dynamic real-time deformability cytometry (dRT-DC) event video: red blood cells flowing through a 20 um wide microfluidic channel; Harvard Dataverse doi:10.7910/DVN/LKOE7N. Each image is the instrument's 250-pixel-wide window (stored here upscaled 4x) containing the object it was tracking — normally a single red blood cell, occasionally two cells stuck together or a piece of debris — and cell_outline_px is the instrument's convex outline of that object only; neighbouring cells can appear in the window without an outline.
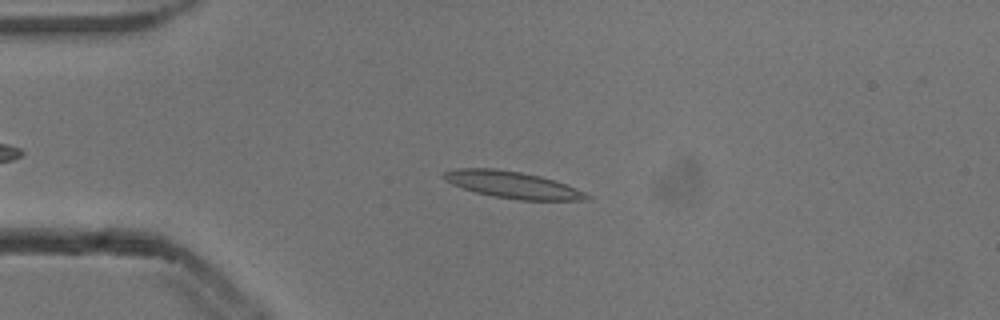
{"species": "common noctule bat (a hibernating species)", "species_latin": "Nyctalus noctula", "temperature_condition": "cold", "stored_images_in_passage": 44, "camera_frame_rate_fps": 3000, "um_per_image_px": 0.085, "animal": {"sex": "male", "body_mass_g": 13.3}, "frame": {"image": 1, "passage_image": 12, "time_ms": 3.667, "image_size_px": [1000, 320], "cell_outline_px": [[592, 200], [520, 200], [492, 196], [476, 192], [452, 184], [444, 180], [440, 176], [444, 172], [456, 168], [496, 168], [520, 172], [540, 176], [564, 184], [584, 192], [592, 196]], "centroid_in_image_um": [43.54, 15.71], "position_along_channel_um": 41.5, "area_um2": 22.25}}
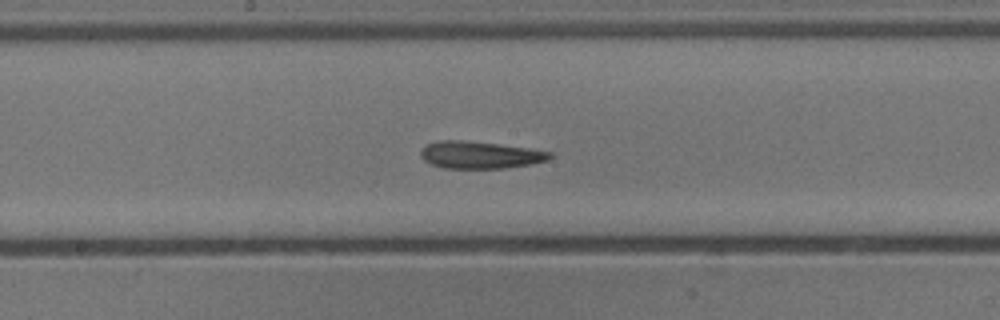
{"frame": {"image": 2, "passage_image": 27, "time_ms": 8.667, "image_size_px": [1000, 320], "cell_outline_px": [[552, 156], [548, 160], [528, 164], [504, 168], [444, 168], [432, 164], [424, 160], [420, 156], [420, 152], [424, 144], [440, 140], [460, 140], [496, 144], [528, 148], [552, 152]], "centroid_in_image_um": [40.75, 13.16], "position_along_channel_um": 207.4, "area_um2": 20.29}}
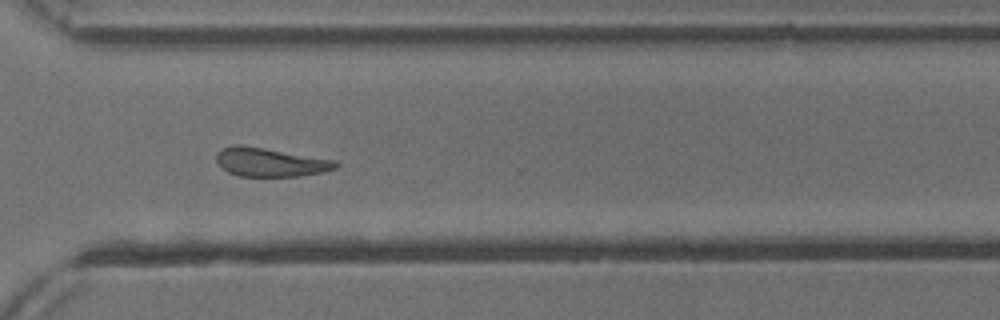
{"frame": {"image": 3, "passage_image": 38, "time_ms": 12.333, "image_size_px": [1000, 320], "cell_outline_px": [[340, 164], [336, 168], [320, 172], [300, 176], [240, 176], [228, 172], [216, 160], [216, 156], [220, 148], [232, 144], [240, 144], [336, 160]], "centroid_in_image_um": [22.96, 13.77], "position_along_channel_um": 347.6, "area_um2": 19.88}, "authors_computed_cell_mechanics": {"area_um2": 20.7502, "velocity_mm_per_s": 3.8464, "shape_relaxation_time_tau1_ms": 10.3267, "shape_relaxation_time_tau2_ms": 4.5015, "deformation_change_tau1": 0.2055, "deformation_change_tau2": 0.133}}